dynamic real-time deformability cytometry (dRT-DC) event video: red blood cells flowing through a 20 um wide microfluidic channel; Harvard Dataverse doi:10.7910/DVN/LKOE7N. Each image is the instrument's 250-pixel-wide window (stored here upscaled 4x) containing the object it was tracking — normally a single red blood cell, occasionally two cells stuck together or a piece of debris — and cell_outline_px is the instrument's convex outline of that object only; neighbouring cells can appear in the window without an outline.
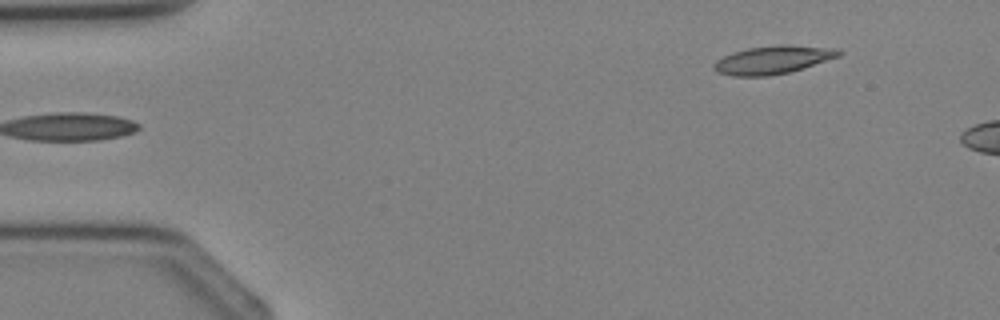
{"species": "Egyptian fruit bat (a non-hibernating species)", "species_latin": "Rousettus aegyptiacus", "temperature_condition": "cold", "stored_images_in_passage": 4, "camera_frame_rate_fps": 3000, "um_per_image_px": 0.085, "animal": {"sex": "female"}, "frame": {"image": 1, "passage_image": 4, "time_ms": 3.667, "image_size_px": [1000, 320], "cell_outline_px": [[844, 52], [840, 56], [788, 72], [768, 76], [732, 76], [716, 72], [712, 68], [712, 64], [716, 60], [732, 52], [748, 48], [780, 44], [788, 44], [840, 48]], "centroid_in_image_um": [65.7, 5.07], "position_along_channel_um": 19.3, "area_um2": 20.69}}